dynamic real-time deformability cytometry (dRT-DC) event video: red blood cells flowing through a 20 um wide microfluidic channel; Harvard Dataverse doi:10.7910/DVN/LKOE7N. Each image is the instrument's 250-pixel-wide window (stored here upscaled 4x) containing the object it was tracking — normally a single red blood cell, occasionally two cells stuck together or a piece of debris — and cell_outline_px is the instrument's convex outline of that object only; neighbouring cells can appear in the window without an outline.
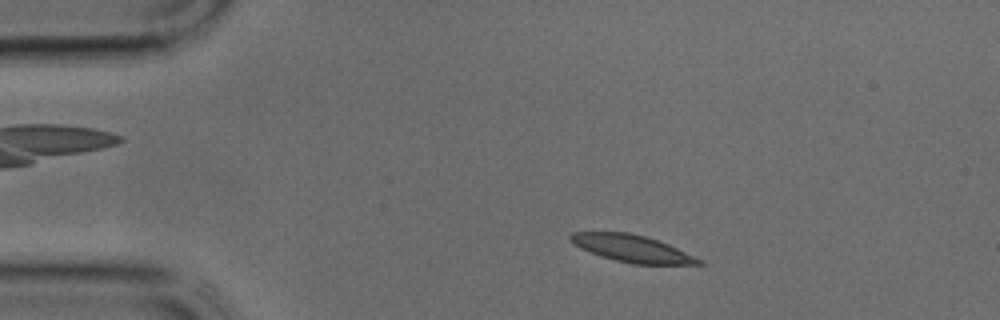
{"species": "common noctule bat (a hibernating species)", "species_latin": "Nyctalus noctula", "temperature_condition": "cold", "stored_images_in_passage": 34, "camera_frame_rate_fps": 3000, "um_per_image_px": 0.085, "animal": {"sex": "male", "body_mass_g": 17.9, "forearm_length_mm": 54.2}, "frame": {"image": 1, "passage_image": 3, "time_ms": 0.667, "image_size_px": [1000, 320], "cell_outline_px": [[704, 264], [632, 264], [600, 256], [580, 248], [568, 236], [572, 232], [628, 232], [644, 236], [668, 244], [704, 260]], "centroid_in_image_um": [53.74, 21.12], "position_along_channel_um": 31.3, "area_um2": 20.0}}
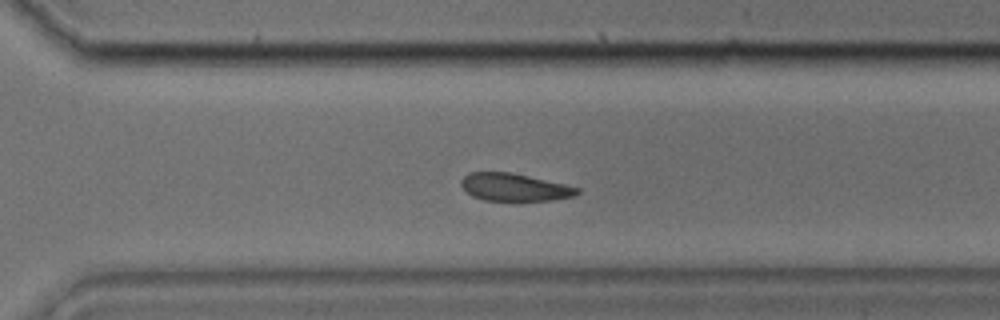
{"frame": {"image": 2, "passage_image": 23, "time_ms": 7.333, "image_size_px": [1000, 320], "cell_outline_px": [[580, 192], [576, 196], [552, 200], [484, 200], [472, 196], [460, 184], [460, 180], [468, 172], [512, 172], [564, 184], [580, 188]], "centroid_in_image_um": [43.73, 15.9], "position_along_channel_um": 326.9, "area_um2": 18.61}}
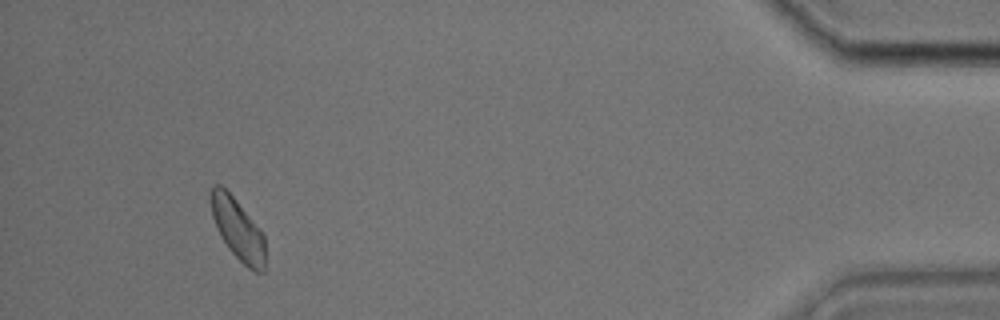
{"frame": {"image": 3, "passage_image": 32, "time_ms": 10.333, "image_size_px": [1000, 320], "cell_outline_px": [[264, 272], [256, 272], [248, 268], [228, 248], [220, 236], [216, 228], [212, 216], [208, 192], [216, 184], [220, 184], [232, 196], [260, 228], [264, 236]], "centroid_in_image_um": [20.18, 19.46], "position_along_channel_um": 415.0, "area_um2": 19.36}}